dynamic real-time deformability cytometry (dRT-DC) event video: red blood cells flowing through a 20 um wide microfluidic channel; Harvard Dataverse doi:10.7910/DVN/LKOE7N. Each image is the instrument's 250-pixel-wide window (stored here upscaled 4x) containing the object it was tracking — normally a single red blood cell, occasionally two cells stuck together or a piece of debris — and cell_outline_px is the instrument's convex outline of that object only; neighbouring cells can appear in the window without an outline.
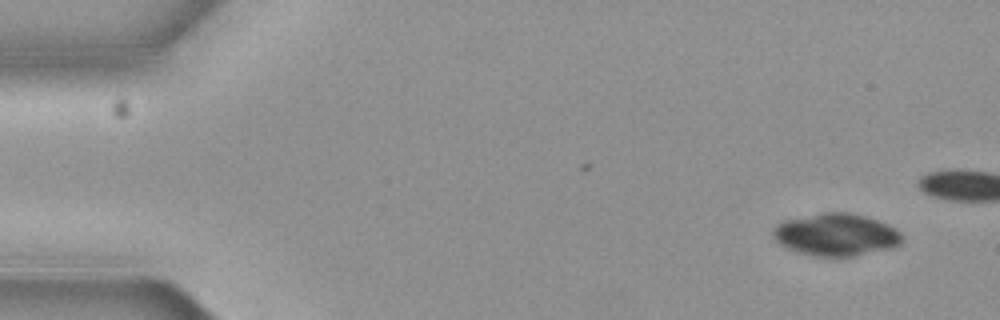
{"species": "common noctule bat (a hibernating species)", "species_latin": "Nyctalus noctula", "temperature_condition": "cold", "stored_images_in_passage": 2, "camera_frame_rate_fps": 3000, "um_per_image_px": 0.085, "animal": {"sex": "female", "body_mass_g": 19.3, "forearm_length_mm": 54.1}, "frame": {"image": 1, "passage_image": 2, "time_ms": 0.333, "image_size_px": [1000, 320], "cell_outline_px": [[904, 240], [896, 248], [856, 256], [812, 256], [796, 252], [780, 244], [772, 236], [772, 228], [776, 224], [784, 220], [824, 212], [848, 212], [864, 216], [888, 224], [896, 228], [904, 236]], "centroid_in_image_um": [71.1, 19.96], "position_along_channel_um": 13.9, "area_um2": 32.31}}